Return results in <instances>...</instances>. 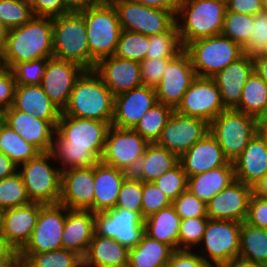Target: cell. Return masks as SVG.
I'll return each instance as SVG.
<instances>
[{"label": "cell", "instance_id": "ee69618b", "mask_svg": "<svg viewBox=\"0 0 267 267\" xmlns=\"http://www.w3.org/2000/svg\"><path fill=\"white\" fill-rule=\"evenodd\" d=\"M148 47L149 36L122 30L115 56L140 63L146 59Z\"/></svg>", "mask_w": 267, "mask_h": 267}, {"label": "cell", "instance_id": "74e56055", "mask_svg": "<svg viewBox=\"0 0 267 267\" xmlns=\"http://www.w3.org/2000/svg\"><path fill=\"white\" fill-rule=\"evenodd\" d=\"M0 151L17 166L35 158L40 153L4 121L0 123Z\"/></svg>", "mask_w": 267, "mask_h": 267}, {"label": "cell", "instance_id": "ffe728a7", "mask_svg": "<svg viewBox=\"0 0 267 267\" xmlns=\"http://www.w3.org/2000/svg\"><path fill=\"white\" fill-rule=\"evenodd\" d=\"M157 103L155 88L145 85L115 95L111 125L133 129L144 114Z\"/></svg>", "mask_w": 267, "mask_h": 267}, {"label": "cell", "instance_id": "277c9868", "mask_svg": "<svg viewBox=\"0 0 267 267\" xmlns=\"http://www.w3.org/2000/svg\"><path fill=\"white\" fill-rule=\"evenodd\" d=\"M226 10L225 0H183L175 16L183 48L192 41L221 34Z\"/></svg>", "mask_w": 267, "mask_h": 267}, {"label": "cell", "instance_id": "83f0119b", "mask_svg": "<svg viewBox=\"0 0 267 267\" xmlns=\"http://www.w3.org/2000/svg\"><path fill=\"white\" fill-rule=\"evenodd\" d=\"M94 227V212L66 207L65 228L62 234L63 249L74 251L83 258L93 238Z\"/></svg>", "mask_w": 267, "mask_h": 267}, {"label": "cell", "instance_id": "44dd1931", "mask_svg": "<svg viewBox=\"0 0 267 267\" xmlns=\"http://www.w3.org/2000/svg\"><path fill=\"white\" fill-rule=\"evenodd\" d=\"M251 195L252 187L235 179L206 203L207 217L243 223L247 218Z\"/></svg>", "mask_w": 267, "mask_h": 267}, {"label": "cell", "instance_id": "7402d4cb", "mask_svg": "<svg viewBox=\"0 0 267 267\" xmlns=\"http://www.w3.org/2000/svg\"><path fill=\"white\" fill-rule=\"evenodd\" d=\"M94 166L62 171L59 204L74 210L93 212Z\"/></svg>", "mask_w": 267, "mask_h": 267}, {"label": "cell", "instance_id": "3957f363", "mask_svg": "<svg viewBox=\"0 0 267 267\" xmlns=\"http://www.w3.org/2000/svg\"><path fill=\"white\" fill-rule=\"evenodd\" d=\"M115 96L94 70L77 78L62 114L100 121H112Z\"/></svg>", "mask_w": 267, "mask_h": 267}, {"label": "cell", "instance_id": "1f68e13d", "mask_svg": "<svg viewBox=\"0 0 267 267\" xmlns=\"http://www.w3.org/2000/svg\"><path fill=\"white\" fill-rule=\"evenodd\" d=\"M234 180V164L230 161L225 166L188 177L187 189L201 201L208 203Z\"/></svg>", "mask_w": 267, "mask_h": 267}, {"label": "cell", "instance_id": "7dc6e473", "mask_svg": "<svg viewBox=\"0 0 267 267\" xmlns=\"http://www.w3.org/2000/svg\"><path fill=\"white\" fill-rule=\"evenodd\" d=\"M143 181L130 174L123 182L115 208L138 212L142 216Z\"/></svg>", "mask_w": 267, "mask_h": 267}, {"label": "cell", "instance_id": "8992f818", "mask_svg": "<svg viewBox=\"0 0 267 267\" xmlns=\"http://www.w3.org/2000/svg\"><path fill=\"white\" fill-rule=\"evenodd\" d=\"M53 57L74 62L85 70H92V56L84 17L67 13L53 18Z\"/></svg>", "mask_w": 267, "mask_h": 267}, {"label": "cell", "instance_id": "8c879c8a", "mask_svg": "<svg viewBox=\"0 0 267 267\" xmlns=\"http://www.w3.org/2000/svg\"><path fill=\"white\" fill-rule=\"evenodd\" d=\"M259 131L263 134V136L267 140V125H259Z\"/></svg>", "mask_w": 267, "mask_h": 267}, {"label": "cell", "instance_id": "2644e50d", "mask_svg": "<svg viewBox=\"0 0 267 267\" xmlns=\"http://www.w3.org/2000/svg\"><path fill=\"white\" fill-rule=\"evenodd\" d=\"M0 267H23L22 263H2Z\"/></svg>", "mask_w": 267, "mask_h": 267}, {"label": "cell", "instance_id": "836d02e7", "mask_svg": "<svg viewBox=\"0 0 267 267\" xmlns=\"http://www.w3.org/2000/svg\"><path fill=\"white\" fill-rule=\"evenodd\" d=\"M180 222L181 218L171 204L145 219V234L178 250Z\"/></svg>", "mask_w": 267, "mask_h": 267}, {"label": "cell", "instance_id": "60d3db41", "mask_svg": "<svg viewBox=\"0 0 267 267\" xmlns=\"http://www.w3.org/2000/svg\"><path fill=\"white\" fill-rule=\"evenodd\" d=\"M183 50L184 48L175 23L167 32L149 36L146 58H175Z\"/></svg>", "mask_w": 267, "mask_h": 267}, {"label": "cell", "instance_id": "ac0fdd59", "mask_svg": "<svg viewBox=\"0 0 267 267\" xmlns=\"http://www.w3.org/2000/svg\"><path fill=\"white\" fill-rule=\"evenodd\" d=\"M84 70L74 62L49 58L40 86L51 101L63 111L77 78Z\"/></svg>", "mask_w": 267, "mask_h": 267}, {"label": "cell", "instance_id": "f6af8a7d", "mask_svg": "<svg viewBox=\"0 0 267 267\" xmlns=\"http://www.w3.org/2000/svg\"><path fill=\"white\" fill-rule=\"evenodd\" d=\"M33 17L28 0H0V21L8 30L26 24Z\"/></svg>", "mask_w": 267, "mask_h": 267}, {"label": "cell", "instance_id": "e575fe53", "mask_svg": "<svg viewBox=\"0 0 267 267\" xmlns=\"http://www.w3.org/2000/svg\"><path fill=\"white\" fill-rule=\"evenodd\" d=\"M175 250L146 234L136 247L129 249L128 267H166Z\"/></svg>", "mask_w": 267, "mask_h": 267}, {"label": "cell", "instance_id": "4dcf8cb0", "mask_svg": "<svg viewBox=\"0 0 267 267\" xmlns=\"http://www.w3.org/2000/svg\"><path fill=\"white\" fill-rule=\"evenodd\" d=\"M129 249L110 237L94 232L83 267H128Z\"/></svg>", "mask_w": 267, "mask_h": 267}, {"label": "cell", "instance_id": "484cf974", "mask_svg": "<svg viewBox=\"0 0 267 267\" xmlns=\"http://www.w3.org/2000/svg\"><path fill=\"white\" fill-rule=\"evenodd\" d=\"M253 72V57L244 54L212 77L226 109H235L239 105L242 89Z\"/></svg>", "mask_w": 267, "mask_h": 267}, {"label": "cell", "instance_id": "d590c367", "mask_svg": "<svg viewBox=\"0 0 267 267\" xmlns=\"http://www.w3.org/2000/svg\"><path fill=\"white\" fill-rule=\"evenodd\" d=\"M258 120L267 110V83L254 71L246 81L239 105L235 108Z\"/></svg>", "mask_w": 267, "mask_h": 267}, {"label": "cell", "instance_id": "be15d7a7", "mask_svg": "<svg viewBox=\"0 0 267 267\" xmlns=\"http://www.w3.org/2000/svg\"><path fill=\"white\" fill-rule=\"evenodd\" d=\"M103 2L105 0H64L65 8L71 13H79Z\"/></svg>", "mask_w": 267, "mask_h": 267}, {"label": "cell", "instance_id": "9c48e42d", "mask_svg": "<svg viewBox=\"0 0 267 267\" xmlns=\"http://www.w3.org/2000/svg\"><path fill=\"white\" fill-rule=\"evenodd\" d=\"M51 159H54L51 152H43L18 166V172L33 203L59 204L62 171L49 163Z\"/></svg>", "mask_w": 267, "mask_h": 267}, {"label": "cell", "instance_id": "5bb4252c", "mask_svg": "<svg viewBox=\"0 0 267 267\" xmlns=\"http://www.w3.org/2000/svg\"><path fill=\"white\" fill-rule=\"evenodd\" d=\"M226 110L220 90L213 78L197 77L185 92L175 111L178 114L202 119L208 123Z\"/></svg>", "mask_w": 267, "mask_h": 267}, {"label": "cell", "instance_id": "11e5206c", "mask_svg": "<svg viewBox=\"0 0 267 267\" xmlns=\"http://www.w3.org/2000/svg\"><path fill=\"white\" fill-rule=\"evenodd\" d=\"M262 10L267 12V0H262Z\"/></svg>", "mask_w": 267, "mask_h": 267}, {"label": "cell", "instance_id": "d4e9b609", "mask_svg": "<svg viewBox=\"0 0 267 267\" xmlns=\"http://www.w3.org/2000/svg\"><path fill=\"white\" fill-rule=\"evenodd\" d=\"M229 162V159L210 132L179 158V163L182 165L187 177L225 166Z\"/></svg>", "mask_w": 267, "mask_h": 267}, {"label": "cell", "instance_id": "f546056e", "mask_svg": "<svg viewBox=\"0 0 267 267\" xmlns=\"http://www.w3.org/2000/svg\"><path fill=\"white\" fill-rule=\"evenodd\" d=\"M12 107L46 121H59L62 114L40 85H16Z\"/></svg>", "mask_w": 267, "mask_h": 267}, {"label": "cell", "instance_id": "e0dca14e", "mask_svg": "<svg viewBox=\"0 0 267 267\" xmlns=\"http://www.w3.org/2000/svg\"><path fill=\"white\" fill-rule=\"evenodd\" d=\"M195 78L190 58L183 50L168 63L160 83L155 87L157 101L175 110Z\"/></svg>", "mask_w": 267, "mask_h": 267}, {"label": "cell", "instance_id": "11a10c76", "mask_svg": "<svg viewBox=\"0 0 267 267\" xmlns=\"http://www.w3.org/2000/svg\"><path fill=\"white\" fill-rule=\"evenodd\" d=\"M245 222L257 228L267 229V199L252 193Z\"/></svg>", "mask_w": 267, "mask_h": 267}, {"label": "cell", "instance_id": "db71d44e", "mask_svg": "<svg viewBox=\"0 0 267 267\" xmlns=\"http://www.w3.org/2000/svg\"><path fill=\"white\" fill-rule=\"evenodd\" d=\"M173 58L151 59L146 58L140 62L142 85L155 88L162 78L168 63Z\"/></svg>", "mask_w": 267, "mask_h": 267}, {"label": "cell", "instance_id": "cb8c5ba5", "mask_svg": "<svg viewBox=\"0 0 267 267\" xmlns=\"http://www.w3.org/2000/svg\"><path fill=\"white\" fill-rule=\"evenodd\" d=\"M93 70L114 96L142 86L140 63L136 61L113 55L99 60Z\"/></svg>", "mask_w": 267, "mask_h": 267}, {"label": "cell", "instance_id": "4fadbf2b", "mask_svg": "<svg viewBox=\"0 0 267 267\" xmlns=\"http://www.w3.org/2000/svg\"><path fill=\"white\" fill-rule=\"evenodd\" d=\"M145 219L138 213L113 208L95 213V233L110 237L128 249L136 247L145 234Z\"/></svg>", "mask_w": 267, "mask_h": 267}, {"label": "cell", "instance_id": "30bf717a", "mask_svg": "<svg viewBox=\"0 0 267 267\" xmlns=\"http://www.w3.org/2000/svg\"><path fill=\"white\" fill-rule=\"evenodd\" d=\"M150 143L133 129L110 126L101 162L133 174Z\"/></svg>", "mask_w": 267, "mask_h": 267}, {"label": "cell", "instance_id": "f907efd6", "mask_svg": "<svg viewBox=\"0 0 267 267\" xmlns=\"http://www.w3.org/2000/svg\"><path fill=\"white\" fill-rule=\"evenodd\" d=\"M252 30L250 41L243 48L244 54L253 58L267 54V12L261 11L253 16Z\"/></svg>", "mask_w": 267, "mask_h": 267}, {"label": "cell", "instance_id": "4316f807", "mask_svg": "<svg viewBox=\"0 0 267 267\" xmlns=\"http://www.w3.org/2000/svg\"><path fill=\"white\" fill-rule=\"evenodd\" d=\"M235 179L253 187L267 172V140L258 131L233 161Z\"/></svg>", "mask_w": 267, "mask_h": 267}, {"label": "cell", "instance_id": "816d5d0a", "mask_svg": "<svg viewBox=\"0 0 267 267\" xmlns=\"http://www.w3.org/2000/svg\"><path fill=\"white\" fill-rule=\"evenodd\" d=\"M172 204L171 200L158 188L154 182H143L142 217L148 218L163 208Z\"/></svg>", "mask_w": 267, "mask_h": 267}, {"label": "cell", "instance_id": "8d00e7d4", "mask_svg": "<svg viewBox=\"0 0 267 267\" xmlns=\"http://www.w3.org/2000/svg\"><path fill=\"white\" fill-rule=\"evenodd\" d=\"M238 257L267 265V229L241 223Z\"/></svg>", "mask_w": 267, "mask_h": 267}, {"label": "cell", "instance_id": "753ad0ef", "mask_svg": "<svg viewBox=\"0 0 267 267\" xmlns=\"http://www.w3.org/2000/svg\"><path fill=\"white\" fill-rule=\"evenodd\" d=\"M259 125H267V110H266V113L259 120Z\"/></svg>", "mask_w": 267, "mask_h": 267}, {"label": "cell", "instance_id": "2e32d148", "mask_svg": "<svg viewBox=\"0 0 267 267\" xmlns=\"http://www.w3.org/2000/svg\"><path fill=\"white\" fill-rule=\"evenodd\" d=\"M208 132V122L199 118L184 116L174 111L156 144L180 158Z\"/></svg>", "mask_w": 267, "mask_h": 267}, {"label": "cell", "instance_id": "003e7915", "mask_svg": "<svg viewBox=\"0 0 267 267\" xmlns=\"http://www.w3.org/2000/svg\"><path fill=\"white\" fill-rule=\"evenodd\" d=\"M216 267H267L262 263H256L237 257L227 262L218 264Z\"/></svg>", "mask_w": 267, "mask_h": 267}, {"label": "cell", "instance_id": "94428289", "mask_svg": "<svg viewBox=\"0 0 267 267\" xmlns=\"http://www.w3.org/2000/svg\"><path fill=\"white\" fill-rule=\"evenodd\" d=\"M144 6L163 9L172 12L175 16L183 0H131Z\"/></svg>", "mask_w": 267, "mask_h": 267}, {"label": "cell", "instance_id": "34e18365", "mask_svg": "<svg viewBox=\"0 0 267 267\" xmlns=\"http://www.w3.org/2000/svg\"><path fill=\"white\" fill-rule=\"evenodd\" d=\"M5 69L4 62H3V54H2V48H0V72Z\"/></svg>", "mask_w": 267, "mask_h": 267}, {"label": "cell", "instance_id": "f35d334b", "mask_svg": "<svg viewBox=\"0 0 267 267\" xmlns=\"http://www.w3.org/2000/svg\"><path fill=\"white\" fill-rule=\"evenodd\" d=\"M23 267H83V258L76 252L59 249L42 253H19Z\"/></svg>", "mask_w": 267, "mask_h": 267}, {"label": "cell", "instance_id": "89a4df30", "mask_svg": "<svg viewBox=\"0 0 267 267\" xmlns=\"http://www.w3.org/2000/svg\"><path fill=\"white\" fill-rule=\"evenodd\" d=\"M7 32H8V29L0 21V48H2L5 44Z\"/></svg>", "mask_w": 267, "mask_h": 267}, {"label": "cell", "instance_id": "9a60e30c", "mask_svg": "<svg viewBox=\"0 0 267 267\" xmlns=\"http://www.w3.org/2000/svg\"><path fill=\"white\" fill-rule=\"evenodd\" d=\"M66 206L44 205L39 212L31 238L19 253H42L63 248Z\"/></svg>", "mask_w": 267, "mask_h": 267}, {"label": "cell", "instance_id": "7bdbcfd3", "mask_svg": "<svg viewBox=\"0 0 267 267\" xmlns=\"http://www.w3.org/2000/svg\"><path fill=\"white\" fill-rule=\"evenodd\" d=\"M253 15L226 11L221 34L244 48L250 41Z\"/></svg>", "mask_w": 267, "mask_h": 267}, {"label": "cell", "instance_id": "ba28073f", "mask_svg": "<svg viewBox=\"0 0 267 267\" xmlns=\"http://www.w3.org/2000/svg\"><path fill=\"white\" fill-rule=\"evenodd\" d=\"M259 131V120L236 109H226L209 123V132L216 139L229 161L233 162Z\"/></svg>", "mask_w": 267, "mask_h": 267}, {"label": "cell", "instance_id": "6f0895ef", "mask_svg": "<svg viewBox=\"0 0 267 267\" xmlns=\"http://www.w3.org/2000/svg\"><path fill=\"white\" fill-rule=\"evenodd\" d=\"M166 267H214L207 263L197 252L192 250H175Z\"/></svg>", "mask_w": 267, "mask_h": 267}, {"label": "cell", "instance_id": "ab89813d", "mask_svg": "<svg viewBox=\"0 0 267 267\" xmlns=\"http://www.w3.org/2000/svg\"><path fill=\"white\" fill-rule=\"evenodd\" d=\"M174 111L171 106L158 102L144 114L133 130L149 143H156Z\"/></svg>", "mask_w": 267, "mask_h": 267}, {"label": "cell", "instance_id": "9f6ffc18", "mask_svg": "<svg viewBox=\"0 0 267 267\" xmlns=\"http://www.w3.org/2000/svg\"><path fill=\"white\" fill-rule=\"evenodd\" d=\"M34 16L57 17L70 13L65 8L64 0H28Z\"/></svg>", "mask_w": 267, "mask_h": 267}, {"label": "cell", "instance_id": "2a66077c", "mask_svg": "<svg viewBox=\"0 0 267 267\" xmlns=\"http://www.w3.org/2000/svg\"><path fill=\"white\" fill-rule=\"evenodd\" d=\"M0 121H3L2 113L0 112Z\"/></svg>", "mask_w": 267, "mask_h": 267}, {"label": "cell", "instance_id": "6da1fadb", "mask_svg": "<svg viewBox=\"0 0 267 267\" xmlns=\"http://www.w3.org/2000/svg\"><path fill=\"white\" fill-rule=\"evenodd\" d=\"M112 121H100L61 114L51 153L60 160L61 171L87 168L101 160Z\"/></svg>", "mask_w": 267, "mask_h": 267}, {"label": "cell", "instance_id": "8fae6325", "mask_svg": "<svg viewBox=\"0 0 267 267\" xmlns=\"http://www.w3.org/2000/svg\"><path fill=\"white\" fill-rule=\"evenodd\" d=\"M115 6L122 30L152 36L167 32L176 22L175 15L163 9L152 8L131 0H111Z\"/></svg>", "mask_w": 267, "mask_h": 267}, {"label": "cell", "instance_id": "91938a15", "mask_svg": "<svg viewBox=\"0 0 267 267\" xmlns=\"http://www.w3.org/2000/svg\"><path fill=\"white\" fill-rule=\"evenodd\" d=\"M226 11L256 15L262 10V0H226Z\"/></svg>", "mask_w": 267, "mask_h": 267}, {"label": "cell", "instance_id": "e7e4bbea", "mask_svg": "<svg viewBox=\"0 0 267 267\" xmlns=\"http://www.w3.org/2000/svg\"><path fill=\"white\" fill-rule=\"evenodd\" d=\"M18 171V166L0 151V180Z\"/></svg>", "mask_w": 267, "mask_h": 267}, {"label": "cell", "instance_id": "d6a6232c", "mask_svg": "<svg viewBox=\"0 0 267 267\" xmlns=\"http://www.w3.org/2000/svg\"><path fill=\"white\" fill-rule=\"evenodd\" d=\"M178 164L177 155L156 143H150L132 175L143 182H153Z\"/></svg>", "mask_w": 267, "mask_h": 267}, {"label": "cell", "instance_id": "7c38bea8", "mask_svg": "<svg viewBox=\"0 0 267 267\" xmlns=\"http://www.w3.org/2000/svg\"><path fill=\"white\" fill-rule=\"evenodd\" d=\"M241 222L209 219L201 247L205 255L199 254L207 263L216 267L239 256Z\"/></svg>", "mask_w": 267, "mask_h": 267}, {"label": "cell", "instance_id": "03108f58", "mask_svg": "<svg viewBox=\"0 0 267 267\" xmlns=\"http://www.w3.org/2000/svg\"><path fill=\"white\" fill-rule=\"evenodd\" d=\"M254 71L267 83V54H261L253 58Z\"/></svg>", "mask_w": 267, "mask_h": 267}, {"label": "cell", "instance_id": "d6986e66", "mask_svg": "<svg viewBox=\"0 0 267 267\" xmlns=\"http://www.w3.org/2000/svg\"><path fill=\"white\" fill-rule=\"evenodd\" d=\"M3 121L40 153L50 152L58 121L36 118L12 106L2 113Z\"/></svg>", "mask_w": 267, "mask_h": 267}, {"label": "cell", "instance_id": "b9f144b4", "mask_svg": "<svg viewBox=\"0 0 267 267\" xmlns=\"http://www.w3.org/2000/svg\"><path fill=\"white\" fill-rule=\"evenodd\" d=\"M30 203L32 202L18 171L0 180V212L9 208L25 206Z\"/></svg>", "mask_w": 267, "mask_h": 267}, {"label": "cell", "instance_id": "681fc988", "mask_svg": "<svg viewBox=\"0 0 267 267\" xmlns=\"http://www.w3.org/2000/svg\"><path fill=\"white\" fill-rule=\"evenodd\" d=\"M48 59L42 58L15 64L10 70L13 73L16 85H40Z\"/></svg>", "mask_w": 267, "mask_h": 267}, {"label": "cell", "instance_id": "c3c4849f", "mask_svg": "<svg viewBox=\"0 0 267 267\" xmlns=\"http://www.w3.org/2000/svg\"><path fill=\"white\" fill-rule=\"evenodd\" d=\"M153 182L173 202L182 192L187 190L188 177L179 163L171 171L162 174Z\"/></svg>", "mask_w": 267, "mask_h": 267}, {"label": "cell", "instance_id": "f5cc1de1", "mask_svg": "<svg viewBox=\"0 0 267 267\" xmlns=\"http://www.w3.org/2000/svg\"><path fill=\"white\" fill-rule=\"evenodd\" d=\"M176 213L181 219L207 217V205L188 189L182 192L173 202Z\"/></svg>", "mask_w": 267, "mask_h": 267}, {"label": "cell", "instance_id": "680465c9", "mask_svg": "<svg viewBox=\"0 0 267 267\" xmlns=\"http://www.w3.org/2000/svg\"><path fill=\"white\" fill-rule=\"evenodd\" d=\"M16 81L10 69L0 72V112L10 108L13 104Z\"/></svg>", "mask_w": 267, "mask_h": 267}, {"label": "cell", "instance_id": "6125c7cd", "mask_svg": "<svg viewBox=\"0 0 267 267\" xmlns=\"http://www.w3.org/2000/svg\"><path fill=\"white\" fill-rule=\"evenodd\" d=\"M22 263L18 251L0 233V264Z\"/></svg>", "mask_w": 267, "mask_h": 267}, {"label": "cell", "instance_id": "bcb514c9", "mask_svg": "<svg viewBox=\"0 0 267 267\" xmlns=\"http://www.w3.org/2000/svg\"><path fill=\"white\" fill-rule=\"evenodd\" d=\"M208 220V217L181 219L178 250H192L193 246L201 245Z\"/></svg>", "mask_w": 267, "mask_h": 267}, {"label": "cell", "instance_id": "a7ac6f4b", "mask_svg": "<svg viewBox=\"0 0 267 267\" xmlns=\"http://www.w3.org/2000/svg\"><path fill=\"white\" fill-rule=\"evenodd\" d=\"M252 193L260 198L267 199V172L252 187Z\"/></svg>", "mask_w": 267, "mask_h": 267}, {"label": "cell", "instance_id": "603a6c76", "mask_svg": "<svg viewBox=\"0 0 267 267\" xmlns=\"http://www.w3.org/2000/svg\"><path fill=\"white\" fill-rule=\"evenodd\" d=\"M43 206V204L32 202L25 206L1 211L0 233L18 253L29 242Z\"/></svg>", "mask_w": 267, "mask_h": 267}, {"label": "cell", "instance_id": "7a4b0ae2", "mask_svg": "<svg viewBox=\"0 0 267 267\" xmlns=\"http://www.w3.org/2000/svg\"><path fill=\"white\" fill-rule=\"evenodd\" d=\"M53 18L34 16L26 24L9 29L2 47L3 62L11 69L20 62L53 57Z\"/></svg>", "mask_w": 267, "mask_h": 267}, {"label": "cell", "instance_id": "5b68a950", "mask_svg": "<svg viewBox=\"0 0 267 267\" xmlns=\"http://www.w3.org/2000/svg\"><path fill=\"white\" fill-rule=\"evenodd\" d=\"M79 13L85 20L93 70L99 60L115 55L122 28L117 10L111 1Z\"/></svg>", "mask_w": 267, "mask_h": 267}, {"label": "cell", "instance_id": "f1b7e54d", "mask_svg": "<svg viewBox=\"0 0 267 267\" xmlns=\"http://www.w3.org/2000/svg\"><path fill=\"white\" fill-rule=\"evenodd\" d=\"M129 175L101 161L94 165V213L115 208L122 184Z\"/></svg>", "mask_w": 267, "mask_h": 267}, {"label": "cell", "instance_id": "52a82bcc", "mask_svg": "<svg viewBox=\"0 0 267 267\" xmlns=\"http://www.w3.org/2000/svg\"><path fill=\"white\" fill-rule=\"evenodd\" d=\"M197 77L212 78L244 55L243 48L219 34L198 39L184 47Z\"/></svg>", "mask_w": 267, "mask_h": 267}]
</instances>
